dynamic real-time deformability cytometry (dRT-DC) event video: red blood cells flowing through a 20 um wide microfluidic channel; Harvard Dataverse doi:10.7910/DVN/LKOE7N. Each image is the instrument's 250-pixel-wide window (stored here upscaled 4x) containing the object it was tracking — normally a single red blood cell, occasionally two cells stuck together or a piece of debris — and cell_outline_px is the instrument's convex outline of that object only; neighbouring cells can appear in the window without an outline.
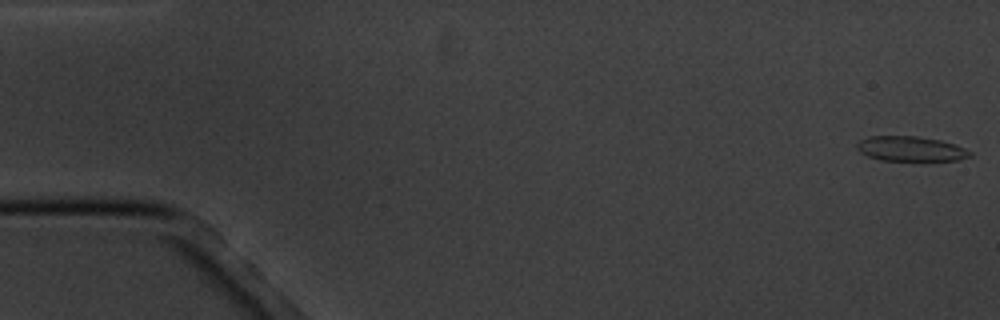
{"species": "common noctule bat (a hibernating species)", "species_latin": "Nyctalus noctula", "temperature_condition": "cold", "stored_images_in_passage": 7, "camera_frame_rate_fps": 3000, "um_per_image_px": 0.085, "animal": {"sex": "male", "body_mass_g": 20.1, "forearm_length_mm": 53.5}, "frame": {"image": 1, "passage_image": 1, "time_ms": 0.0, "image_size_px": [1000, 320], "cell_outline_px": [[972, 156], [960, 160], [880, 160], [868, 156], [860, 152], [856, 148], [856, 144], [860, 140], [872, 136], [916, 136], [940, 140], [964, 148], [972, 152]], "centroid_in_image_um": [77.4, 12.65], "position_along_channel_um": 7.6, "area_um2": 16.24}}
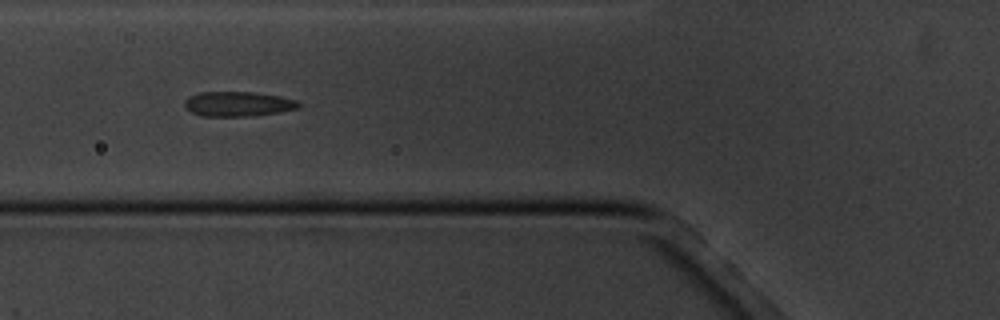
{"frame": {"image": 2, "passage_image": 6, "time_ms": 6.667, "image_size_px": [1000, 320], "cell_outline_px": [[300, 104], [296, 108], [280, 112], [252, 116], [204, 116], [192, 112], [184, 108], [184, 100], [188, 96], [200, 92], [256, 92], [280, 96], [300, 100]], "centroid_in_image_um": [20.22, 8.83], "position_along_channel_um": 105.6, "area_um2": 16.65}}
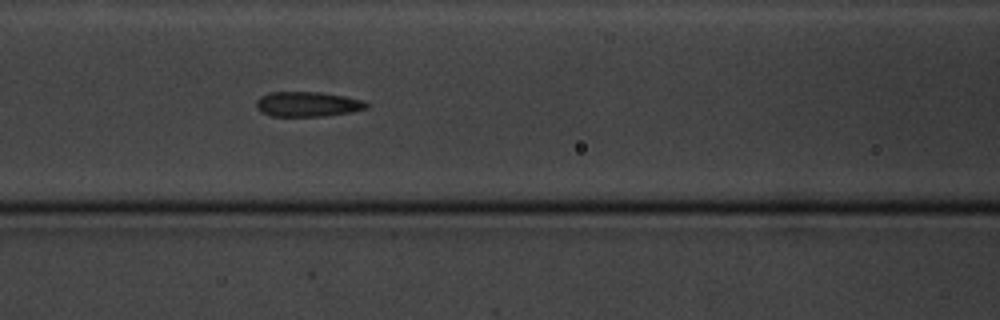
{"frame": {"image": 3, "passage_image": 7, "time_ms": 7.667, "image_size_px": [1000, 320], "cell_outline_px": [[368, 108], [352, 112], [324, 116], [272, 116], [256, 108], [256, 100], [260, 96], [268, 92], [320, 92], [344, 96], [364, 100], [368, 104]], "centroid_in_image_um": [26.15, 8.85], "position_along_channel_um": 140.4, "area_um2": 16.07}}